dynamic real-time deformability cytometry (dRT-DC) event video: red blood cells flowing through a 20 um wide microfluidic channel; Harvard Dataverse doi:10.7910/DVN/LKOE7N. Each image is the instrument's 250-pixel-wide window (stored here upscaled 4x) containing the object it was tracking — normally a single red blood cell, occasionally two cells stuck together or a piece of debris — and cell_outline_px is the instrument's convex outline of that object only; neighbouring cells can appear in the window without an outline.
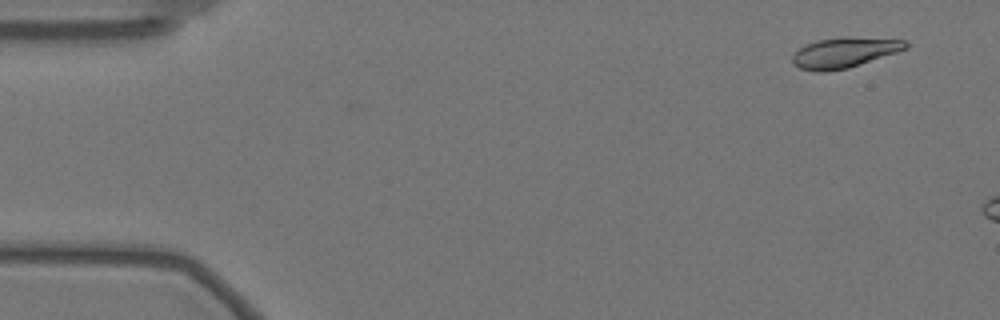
{"species": "Egyptian fruit bat (a non-hibernating species)", "species_latin": "Rousettus aegyptiacus", "temperature_condition": "warm", "stored_images_in_passage": 7, "camera_frame_rate_fps": 3000, "um_per_image_px": 0.085, "animal": {"sex": "female"}, "frame": {"image": 1, "passage_image": 2, "time_ms": 0.333, "image_size_px": [1000, 320], "cell_outline_px": [[908, 48], [848, 68], [824, 72], [816, 72], [800, 68], [792, 64], [792, 56], [800, 48], [816, 40], [848, 36], [908, 40]], "centroid_in_image_um": [71.77, 4.46], "position_along_channel_um": 13.2, "area_um2": 20.0}}